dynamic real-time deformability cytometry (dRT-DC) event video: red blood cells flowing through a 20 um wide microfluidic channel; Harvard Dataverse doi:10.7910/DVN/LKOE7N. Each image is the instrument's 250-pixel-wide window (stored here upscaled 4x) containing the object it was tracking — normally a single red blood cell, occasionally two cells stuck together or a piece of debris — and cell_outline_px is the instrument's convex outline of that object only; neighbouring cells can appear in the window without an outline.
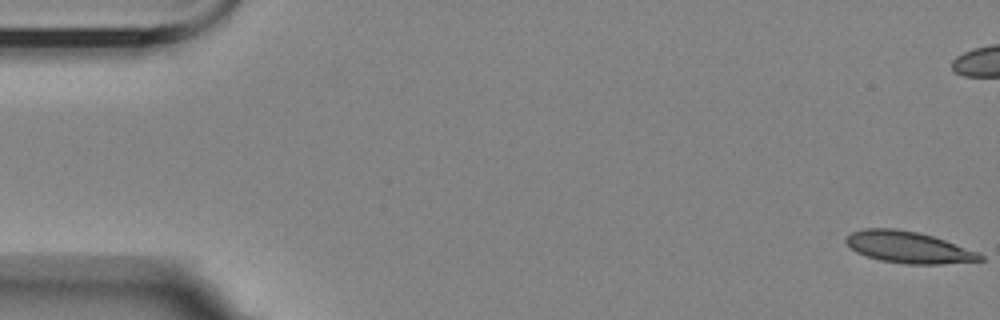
{"species": "Egyptian fruit bat (a non-hibernating species)", "species_latin": "Rousettus aegyptiacus", "temperature_condition": "room temperature", "stored_images_in_passage": 58, "camera_frame_rate_fps": 3000, "um_per_image_px": 0.085, "animal": {"sex": "female"}, "frame": {"image": 1, "passage_image": 1, "time_ms": 0.0, "image_size_px": [1000, 320], "cell_outline_px": [[984, 260], [940, 264], [908, 264], [880, 260], [856, 252], [844, 240], [852, 232], [864, 228], [892, 228], [916, 232], [932, 236], [944, 240], [976, 252], [984, 256]], "centroid_in_image_um": [77.19, 21.02], "position_along_channel_um": 7.8, "area_um2": 24.22}}
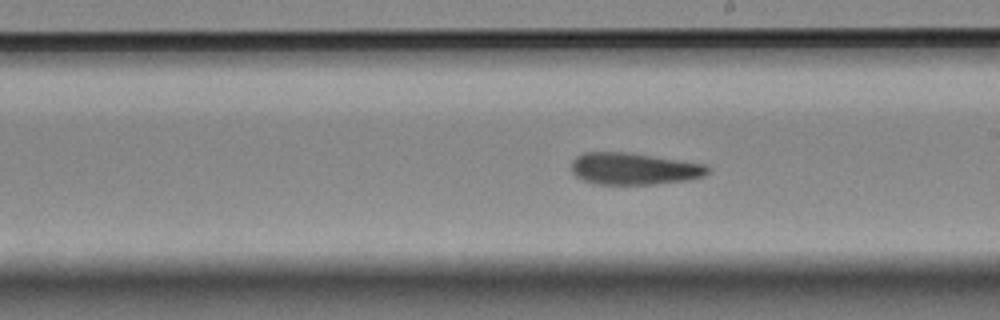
{"frame": {"image": 2, "passage_image": 32, "time_ms": 10.333, "image_size_px": [1000, 320], "cell_outline_px": [[708, 172], [704, 176], [688, 180], [656, 184], [596, 184], [584, 180], [576, 176], [572, 172], [572, 160], [576, 156], [584, 152], [628, 152], [708, 164]], "centroid_in_image_um": [53.89, 14.34], "position_along_channel_um": 235.1, "area_um2": 25.43}}
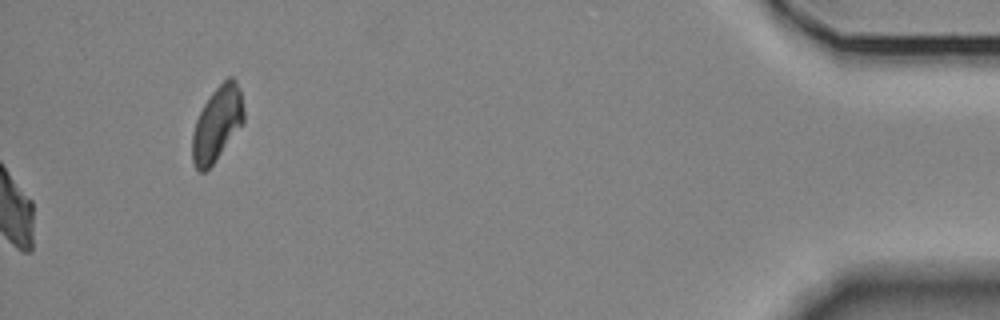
{"frame": {"image": 3, "passage_image": 58, "time_ms": 19.0, "image_size_px": [1000, 320], "cell_outline_px": [[244, 124], [216, 160], [204, 172], [200, 172], [196, 168], [192, 160], [192, 132], [196, 120], [204, 104], [212, 92], [228, 76], [232, 76], [236, 80], [240, 88], [244, 108]], "centroid_in_image_um": [18.48, 10.51], "position_along_channel_um": 416.7, "area_um2": 22.54}, "authors_computed_cell_mechanics": {"area_um2": 25.4031, "velocity_mm_per_s": 3.4889, "shape_relaxation_time_tau1_ms": null, "shape_relaxation_time_tau2_ms": 9.8242, "deformation_change_tau1": null, "deformation_change_tau2": 0.2032}}